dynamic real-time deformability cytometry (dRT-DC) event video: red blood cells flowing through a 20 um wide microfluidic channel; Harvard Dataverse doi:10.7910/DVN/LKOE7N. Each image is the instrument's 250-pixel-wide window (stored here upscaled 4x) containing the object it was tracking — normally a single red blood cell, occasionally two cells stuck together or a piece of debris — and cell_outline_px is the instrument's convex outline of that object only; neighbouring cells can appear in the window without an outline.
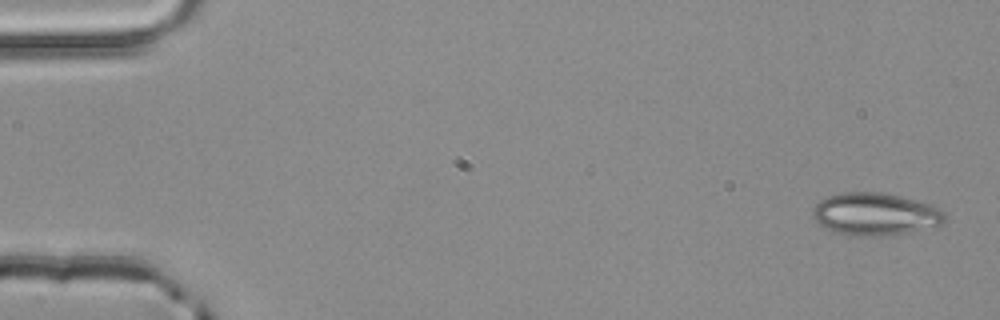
{"species": "common noctule bat (a hibernating species)", "species_latin": "Nyctalus noctula", "temperature_condition": "room temperature", "stored_images_in_passage": 4, "camera_frame_rate_fps": 3000, "um_per_image_px": 0.085, "animal": {"sex": "male", "body_mass_g": 20.4}, "frame": {"image": 1, "passage_image": 1, "time_ms": 0.0, "image_size_px": [1000, 320], "cell_outline_px": [[944, 220], [940, 224], [904, 232], [884, 236], [848, 236], [824, 228], [812, 216], [812, 208], [820, 200], [828, 196], [844, 192], [880, 192], [900, 196], [932, 204], [940, 208], [944, 212]], "centroid_in_image_um": [74.34, 18.19], "position_along_channel_um": 10.7, "area_um2": 32.54}}